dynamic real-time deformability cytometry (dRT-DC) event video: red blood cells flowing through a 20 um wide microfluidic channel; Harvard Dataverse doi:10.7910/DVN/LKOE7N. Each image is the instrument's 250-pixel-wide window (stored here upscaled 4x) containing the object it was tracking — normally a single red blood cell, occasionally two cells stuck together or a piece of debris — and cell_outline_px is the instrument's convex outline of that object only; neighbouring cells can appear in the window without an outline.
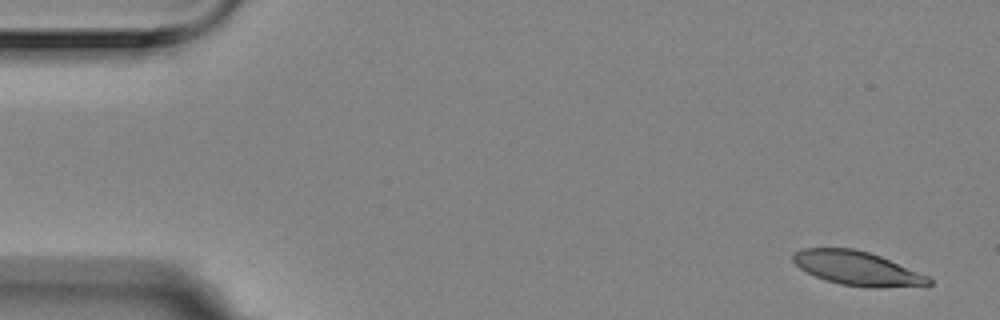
{"species": "Egyptian fruit bat (a non-hibernating species)", "species_latin": "Rousettus aegyptiacus", "temperature_condition": "room temperature", "stored_images_in_passage": 7, "camera_frame_rate_fps": 3000, "um_per_image_px": 0.085, "animal": {"sex": "female"}, "frame": {"image": 1, "passage_image": 1, "time_ms": 0.0, "image_size_px": [1000, 320], "cell_outline_px": [[932, 284], [876, 288], [864, 288], [840, 284], [824, 280], [800, 268], [792, 260], [792, 252], [800, 248], [852, 248], [868, 252], [880, 256], [928, 276], [932, 280]], "centroid_in_image_um": [72.81, 22.8], "position_along_channel_um": 12.2, "area_um2": 26.82}}
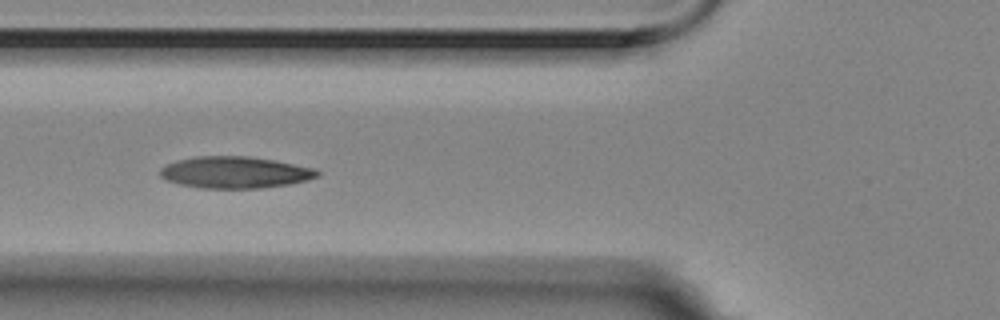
{"frame": {"image": 2, "passage_image": 6, "time_ms": 1.667, "image_size_px": [1000, 320], "cell_outline_px": [[320, 176], [308, 180], [288, 184], [260, 188], [200, 188], [180, 184], [168, 180], [160, 176], [160, 168], [176, 160], [196, 156], [248, 156], [272, 160], [312, 168], [320, 172]], "centroid_in_image_um": [19.95, 14.65], "position_along_channel_um": 105.8, "area_um2": 28.78}}
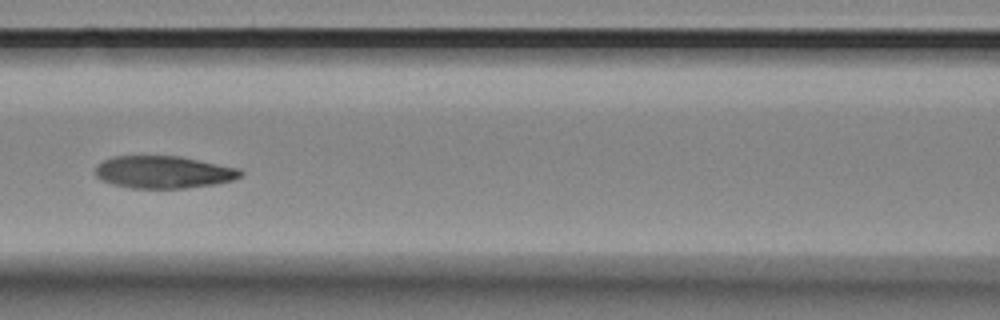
{"frame": {"image": 3, "passage_image": 7, "time_ms": 2.0, "image_size_px": [1000, 320], "cell_outline_px": [[244, 176], [232, 180], [216, 184], [184, 188], [132, 188], [112, 184], [100, 180], [96, 176], [96, 168], [104, 160], [112, 156], [180, 156], [240, 168], [244, 172]], "centroid_in_image_um": [13.94, 14.63], "position_along_channel_um": 152.7, "area_um2": 27.51}}